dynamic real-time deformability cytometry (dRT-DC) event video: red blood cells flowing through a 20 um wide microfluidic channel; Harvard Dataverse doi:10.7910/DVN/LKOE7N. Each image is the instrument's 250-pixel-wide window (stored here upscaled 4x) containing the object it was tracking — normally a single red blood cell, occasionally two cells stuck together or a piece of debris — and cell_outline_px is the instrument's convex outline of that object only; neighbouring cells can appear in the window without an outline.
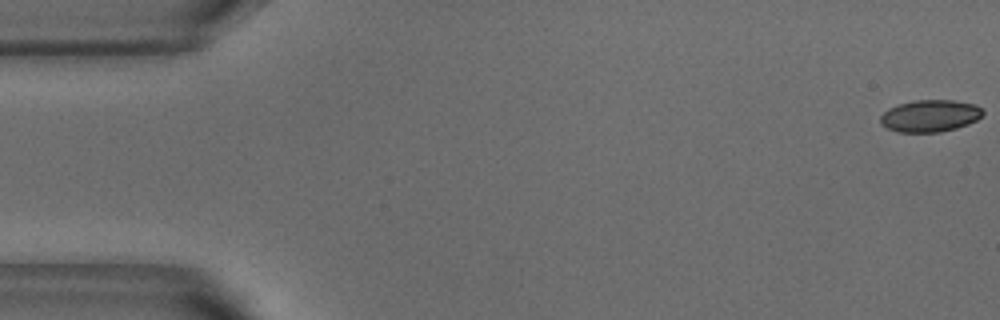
{"species": "common noctule bat (a hibernating species)", "species_latin": "Nyctalus noctula", "temperature_condition": "warm", "stored_images_in_passage": 11, "camera_frame_rate_fps": 3000, "um_per_image_px": 0.085, "animal": {"sex": "male", "body_mass_g": 18.8}, "frame": {"image": 1, "passage_image": 1, "time_ms": 0.0, "image_size_px": [1000, 320], "cell_outline_px": [[984, 112], [976, 120], [968, 124], [956, 128], [940, 132], [896, 132], [880, 124], [880, 116], [888, 108], [900, 104], [916, 100], [952, 100], [976, 104]], "centroid_in_image_um": [79.03, 9.85], "position_along_channel_um": 6.0, "area_um2": 19.07}}